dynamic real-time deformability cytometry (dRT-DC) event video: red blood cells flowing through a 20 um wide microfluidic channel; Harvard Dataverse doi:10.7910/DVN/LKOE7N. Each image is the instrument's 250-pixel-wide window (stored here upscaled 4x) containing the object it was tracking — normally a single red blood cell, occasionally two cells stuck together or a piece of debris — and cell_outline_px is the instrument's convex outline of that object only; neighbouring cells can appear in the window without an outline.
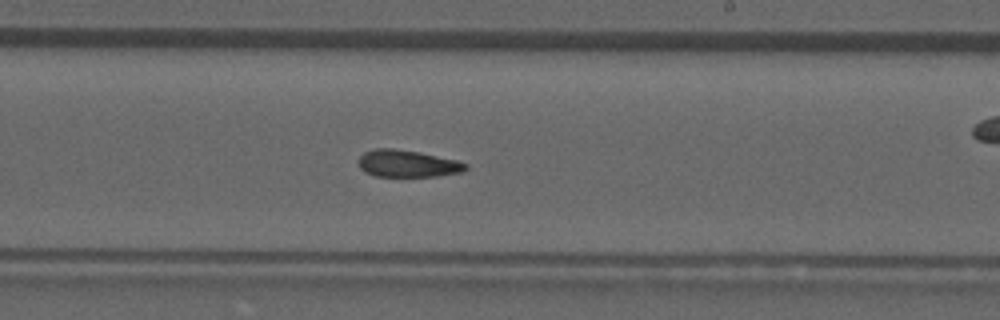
{"species": "common noctule bat (a hibernating species)", "species_latin": "Nyctalus noctula", "temperature_condition": "room temperature", "stored_images_in_passage": 36, "camera_frame_rate_fps": 3000, "um_per_image_px": 0.085, "animal": {"sex": "male", "forearm_length_mm": 52.5}, "frame": {"image": 1, "passage_image": 21, "time_ms": 6.667, "image_size_px": [1000, 320], "cell_outline_px": [[468, 168], [464, 172], [436, 176], [376, 176], [364, 172], [360, 168], [360, 156], [364, 152], [376, 148], [392, 148], [420, 152], [456, 160], [468, 164]], "centroid_in_image_um": [34.66, 13.9], "position_along_channel_um": 254.3, "area_um2": 16.88}}